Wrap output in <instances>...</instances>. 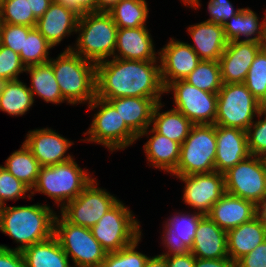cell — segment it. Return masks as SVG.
<instances>
[{
  "label": "cell",
  "mask_w": 266,
  "mask_h": 267,
  "mask_svg": "<svg viewBox=\"0 0 266 267\" xmlns=\"http://www.w3.org/2000/svg\"><path fill=\"white\" fill-rule=\"evenodd\" d=\"M158 61L113 57L96 64V97L109 100L141 97L161 100L165 87Z\"/></svg>",
  "instance_id": "obj_1"
},
{
  "label": "cell",
  "mask_w": 266,
  "mask_h": 267,
  "mask_svg": "<svg viewBox=\"0 0 266 267\" xmlns=\"http://www.w3.org/2000/svg\"><path fill=\"white\" fill-rule=\"evenodd\" d=\"M55 217L56 213L48 205L3 206L0 231L19 243L14 250L22 252L54 235Z\"/></svg>",
  "instance_id": "obj_2"
},
{
  "label": "cell",
  "mask_w": 266,
  "mask_h": 267,
  "mask_svg": "<svg viewBox=\"0 0 266 267\" xmlns=\"http://www.w3.org/2000/svg\"><path fill=\"white\" fill-rule=\"evenodd\" d=\"M61 94L67 103L90 104L96 98V64L72 50H64L50 59Z\"/></svg>",
  "instance_id": "obj_3"
},
{
  "label": "cell",
  "mask_w": 266,
  "mask_h": 267,
  "mask_svg": "<svg viewBox=\"0 0 266 267\" xmlns=\"http://www.w3.org/2000/svg\"><path fill=\"white\" fill-rule=\"evenodd\" d=\"M118 27L108 12L81 14L78 20L76 47L68 46L83 59L95 64L114 57Z\"/></svg>",
  "instance_id": "obj_4"
},
{
  "label": "cell",
  "mask_w": 266,
  "mask_h": 267,
  "mask_svg": "<svg viewBox=\"0 0 266 267\" xmlns=\"http://www.w3.org/2000/svg\"><path fill=\"white\" fill-rule=\"evenodd\" d=\"M75 159L51 166H42L38 179L30 194L40 192L54 199L61 209L75 199L93 180ZM34 189V190H33ZM61 203V204H60Z\"/></svg>",
  "instance_id": "obj_5"
},
{
  "label": "cell",
  "mask_w": 266,
  "mask_h": 267,
  "mask_svg": "<svg viewBox=\"0 0 266 267\" xmlns=\"http://www.w3.org/2000/svg\"><path fill=\"white\" fill-rule=\"evenodd\" d=\"M216 150V125L194 124L181 144L179 161L172 176L214 172Z\"/></svg>",
  "instance_id": "obj_6"
},
{
  "label": "cell",
  "mask_w": 266,
  "mask_h": 267,
  "mask_svg": "<svg viewBox=\"0 0 266 267\" xmlns=\"http://www.w3.org/2000/svg\"><path fill=\"white\" fill-rule=\"evenodd\" d=\"M91 110L98 108L89 130V138L83 141L102 144L110 151L127 148L132 145L138 136L126 125L115 107L107 100L96 97L90 104Z\"/></svg>",
  "instance_id": "obj_7"
},
{
  "label": "cell",
  "mask_w": 266,
  "mask_h": 267,
  "mask_svg": "<svg viewBox=\"0 0 266 267\" xmlns=\"http://www.w3.org/2000/svg\"><path fill=\"white\" fill-rule=\"evenodd\" d=\"M263 109L244 83L224 84L217 93L215 125L247 131Z\"/></svg>",
  "instance_id": "obj_8"
},
{
  "label": "cell",
  "mask_w": 266,
  "mask_h": 267,
  "mask_svg": "<svg viewBox=\"0 0 266 267\" xmlns=\"http://www.w3.org/2000/svg\"><path fill=\"white\" fill-rule=\"evenodd\" d=\"M54 236L66 255H71L73 267H99L107 254L90 228L72 224L62 215L55 217Z\"/></svg>",
  "instance_id": "obj_9"
},
{
  "label": "cell",
  "mask_w": 266,
  "mask_h": 267,
  "mask_svg": "<svg viewBox=\"0 0 266 267\" xmlns=\"http://www.w3.org/2000/svg\"><path fill=\"white\" fill-rule=\"evenodd\" d=\"M90 230L107 253L119 251L142 236L140 223L120 200Z\"/></svg>",
  "instance_id": "obj_10"
},
{
  "label": "cell",
  "mask_w": 266,
  "mask_h": 267,
  "mask_svg": "<svg viewBox=\"0 0 266 267\" xmlns=\"http://www.w3.org/2000/svg\"><path fill=\"white\" fill-rule=\"evenodd\" d=\"M224 174L226 193L260 206L266 198V158L249 155Z\"/></svg>",
  "instance_id": "obj_11"
},
{
  "label": "cell",
  "mask_w": 266,
  "mask_h": 267,
  "mask_svg": "<svg viewBox=\"0 0 266 267\" xmlns=\"http://www.w3.org/2000/svg\"><path fill=\"white\" fill-rule=\"evenodd\" d=\"M94 178L89 185L62 209L61 215L70 223L91 228L119 200L105 189L97 187Z\"/></svg>",
  "instance_id": "obj_12"
},
{
  "label": "cell",
  "mask_w": 266,
  "mask_h": 267,
  "mask_svg": "<svg viewBox=\"0 0 266 267\" xmlns=\"http://www.w3.org/2000/svg\"><path fill=\"white\" fill-rule=\"evenodd\" d=\"M172 92L174 109L184 114L193 124H215L217 113V93L198 89L185 80H177L165 88Z\"/></svg>",
  "instance_id": "obj_13"
},
{
  "label": "cell",
  "mask_w": 266,
  "mask_h": 267,
  "mask_svg": "<svg viewBox=\"0 0 266 267\" xmlns=\"http://www.w3.org/2000/svg\"><path fill=\"white\" fill-rule=\"evenodd\" d=\"M176 177L185 183L184 203L203 215L226 193L224 174L217 171Z\"/></svg>",
  "instance_id": "obj_14"
},
{
  "label": "cell",
  "mask_w": 266,
  "mask_h": 267,
  "mask_svg": "<svg viewBox=\"0 0 266 267\" xmlns=\"http://www.w3.org/2000/svg\"><path fill=\"white\" fill-rule=\"evenodd\" d=\"M158 55L161 79L165 88L172 82L184 80L201 61L188 43L173 38L159 51Z\"/></svg>",
  "instance_id": "obj_15"
},
{
  "label": "cell",
  "mask_w": 266,
  "mask_h": 267,
  "mask_svg": "<svg viewBox=\"0 0 266 267\" xmlns=\"http://www.w3.org/2000/svg\"><path fill=\"white\" fill-rule=\"evenodd\" d=\"M261 50L255 41H231L219 59L224 84L244 83L251 63Z\"/></svg>",
  "instance_id": "obj_16"
},
{
  "label": "cell",
  "mask_w": 266,
  "mask_h": 267,
  "mask_svg": "<svg viewBox=\"0 0 266 267\" xmlns=\"http://www.w3.org/2000/svg\"><path fill=\"white\" fill-rule=\"evenodd\" d=\"M24 144L31 150L41 167L63 163L73 157L70 154L65 155L73 142L48 127L29 131Z\"/></svg>",
  "instance_id": "obj_17"
},
{
  "label": "cell",
  "mask_w": 266,
  "mask_h": 267,
  "mask_svg": "<svg viewBox=\"0 0 266 267\" xmlns=\"http://www.w3.org/2000/svg\"><path fill=\"white\" fill-rule=\"evenodd\" d=\"M176 214L169 218L163 227L165 230L162 232L164 233L162 234V243L168 251L160 254L161 256L190 253L198 223L205 216L197 212L193 214L179 212Z\"/></svg>",
  "instance_id": "obj_18"
},
{
  "label": "cell",
  "mask_w": 266,
  "mask_h": 267,
  "mask_svg": "<svg viewBox=\"0 0 266 267\" xmlns=\"http://www.w3.org/2000/svg\"><path fill=\"white\" fill-rule=\"evenodd\" d=\"M216 143L215 171L219 173H225L250 155L244 130L216 125Z\"/></svg>",
  "instance_id": "obj_19"
},
{
  "label": "cell",
  "mask_w": 266,
  "mask_h": 267,
  "mask_svg": "<svg viewBox=\"0 0 266 267\" xmlns=\"http://www.w3.org/2000/svg\"><path fill=\"white\" fill-rule=\"evenodd\" d=\"M79 17L80 14L75 10L53 1L48 10L37 19L35 28L54 47L64 37L76 33Z\"/></svg>",
  "instance_id": "obj_20"
},
{
  "label": "cell",
  "mask_w": 266,
  "mask_h": 267,
  "mask_svg": "<svg viewBox=\"0 0 266 267\" xmlns=\"http://www.w3.org/2000/svg\"><path fill=\"white\" fill-rule=\"evenodd\" d=\"M117 51V53H116ZM151 34L146 26L118 28L115 58L137 61H158Z\"/></svg>",
  "instance_id": "obj_21"
},
{
  "label": "cell",
  "mask_w": 266,
  "mask_h": 267,
  "mask_svg": "<svg viewBox=\"0 0 266 267\" xmlns=\"http://www.w3.org/2000/svg\"><path fill=\"white\" fill-rule=\"evenodd\" d=\"M258 214V206L253 202L225 193L207 216L221 229L228 231L249 222Z\"/></svg>",
  "instance_id": "obj_22"
},
{
  "label": "cell",
  "mask_w": 266,
  "mask_h": 267,
  "mask_svg": "<svg viewBox=\"0 0 266 267\" xmlns=\"http://www.w3.org/2000/svg\"><path fill=\"white\" fill-rule=\"evenodd\" d=\"M190 252L200 259L229 258L227 231L205 215L198 223Z\"/></svg>",
  "instance_id": "obj_23"
},
{
  "label": "cell",
  "mask_w": 266,
  "mask_h": 267,
  "mask_svg": "<svg viewBox=\"0 0 266 267\" xmlns=\"http://www.w3.org/2000/svg\"><path fill=\"white\" fill-rule=\"evenodd\" d=\"M266 240V223L258 214L249 222L227 231L228 257L236 263Z\"/></svg>",
  "instance_id": "obj_24"
},
{
  "label": "cell",
  "mask_w": 266,
  "mask_h": 267,
  "mask_svg": "<svg viewBox=\"0 0 266 267\" xmlns=\"http://www.w3.org/2000/svg\"><path fill=\"white\" fill-rule=\"evenodd\" d=\"M187 31L195 44H189V46L201 60L219 61L227 46L223 26L203 21L190 25Z\"/></svg>",
  "instance_id": "obj_25"
},
{
  "label": "cell",
  "mask_w": 266,
  "mask_h": 267,
  "mask_svg": "<svg viewBox=\"0 0 266 267\" xmlns=\"http://www.w3.org/2000/svg\"><path fill=\"white\" fill-rule=\"evenodd\" d=\"M108 101L137 136L149 129L154 108L158 102H161V100L141 97H122Z\"/></svg>",
  "instance_id": "obj_26"
},
{
  "label": "cell",
  "mask_w": 266,
  "mask_h": 267,
  "mask_svg": "<svg viewBox=\"0 0 266 267\" xmlns=\"http://www.w3.org/2000/svg\"><path fill=\"white\" fill-rule=\"evenodd\" d=\"M145 134H152L144 145L146 159L150 165L172 174L179 161L181 144L157 133L153 128L151 130L146 129L138 136V139Z\"/></svg>",
  "instance_id": "obj_27"
},
{
  "label": "cell",
  "mask_w": 266,
  "mask_h": 267,
  "mask_svg": "<svg viewBox=\"0 0 266 267\" xmlns=\"http://www.w3.org/2000/svg\"><path fill=\"white\" fill-rule=\"evenodd\" d=\"M263 18V21L259 23V18L254 11L249 7L242 8L229 19L231 22L228 21L223 25L227 42L240 41L242 40L240 37L243 36L245 41L261 43L266 37V13Z\"/></svg>",
  "instance_id": "obj_28"
},
{
  "label": "cell",
  "mask_w": 266,
  "mask_h": 267,
  "mask_svg": "<svg viewBox=\"0 0 266 267\" xmlns=\"http://www.w3.org/2000/svg\"><path fill=\"white\" fill-rule=\"evenodd\" d=\"M25 267H73L58 239L51 238L28 246L22 251Z\"/></svg>",
  "instance_id": "obj_29"
},
{
  "label": "cell",
  "mask_w": 266,
  "mask_h": 267,
  "mask_svg": "<svg viewBox=\"0 0 266 267\" xmlns=\"http://www.w3.org/2000/svg\"><path fill=\"white\" fill-rule=\"evenodd\" d=\"M164 106L158 102L152 115V128L161 135H164L172 141L182 144L189 135L193 123L180 111L171 109L160 113V108Z\"/></svg>",
  "instance_id": "obj_30"
},
{
  "label": "cell",
  "mask_w": 266,
  "mask_h": 267,
  "mask_svg": "<svg viewBox=\"0 0 266 267\" xmlns=\"http://www.w3.org/2000/svg\"><path fill=\"white\" fill-rule=\"evenodd\" d=\"M25 72H28L31 77L32 83L28 88L33 98L37 95L44 102L52 104H59L66 101L61 94L50 62L28 66Z\"/></svg>",
  "instance_id": "obj_31"
},
{
  "label": "cell",
  "mask_w": 266,
  "mask_h": 267,
  "mask_svg": "<svg viewBox=\"0 0 266 267\" xmlns=\"http://www.w3.org/2000/svg\"><path fill=\"white\" fill-rule=\"evenodd\" d=\"M33 95L20 79L0 82V110L12 116L24 115L34 103Z\"/></svg>",
  "instance_id": "obj_32"
},
{
  "label": "cell",
  "mask_w": 266,
  "mask_h": 267,
  "mask_svg": "<svg viewBox=\"0 0 266 267\" xmlns=\"http://www.w3.org/2000/svg\"><path fill=\"white\" fill-rule=\"evenodd\" d=\"M3 167L31 190L37 182L41 168L39 162L24 142L19 150L14 151L6 159Z\"/></svg>",
  "instance_id": "obj_33"
},
{
  "label": "cell",
  "mask_w": 266,
  "mask_h": 267,
  "mask_svg": "<svg viewBox=\"0 0 266 267\" xmlns=\"http://www.w3.org/2000/svg\"><path fill=\"white\" fill-rule=\"evenodd\" d=\"M148 4L145 0H120L108 13L118 28L146 26Z\"/></svg>",
  "instance_id": "obj_34"
},
{
  "label": "cell",
  "mask_w": 266,
  "mask_h": 267,
  "mask_svg": "<svg viewBox=\"0 0 266 267\" xmlns=\"http://www.w3.org/2000/svg\"><path fill=\"white\" fill-rule=\"evenodd\" d=\"M184 80L200 90L218 93L223 85L219 61L201 60Z\"/></svg>",
  "instance_id": "obj_35"
},
{
  "label": "cell",
  "mask_w": 266,
  "mask_h": 267,
  "mask_svg": "<svg viewBox=\"0 0 266 267\" xmlns=\"http://www.w3.org/2000/svg\"><path fill=\"white\" fill-rule=\"evenodd\" d=\"M53 48L42 34L33 27L28 36H24L23 49L19 53L25 67L49 62V50Z\"/></svg>",
  "instance_id": "obj_36"
},
{
  "label": "cell",
  "mask_w": 266,
  "mask_h": 267,
  "mask_svg": "<svg viewBox=\"0 0 266 267\" xmlns=\"http://www.w3.org/2000/svg\"><path fill=\"white\" fill-rule=\"evenodd\" d=\"M244 84L262 107L266 108V55L262 50L251 63Z\"/></svg>",
  "instance_id": "obj_37"
},
{
  "label": "cell",
  "mask_w": 266,
  "mask_h": 267,
  "mask_svg": "<svg viewBox=\"0 0 266 267\" xmlns=\"http://www.w3.org/2000/svg\"><path fill=\"white\" fill-rule=\"evenodd\" d=\"M37 18L33 15L27 0H5L0 6V24H16L35 27Z\"/></svg>",
  "instance_id": "obj_38"
},
{
  "label": "cell",
  "mask_w": 266,
  "mask_h": 267,
  "mask_svg": "<svg viewBox=\"0 0 266 267\" xmlns=\"http://www.w3.org/2000/svg\"><path fill=\"white\" fill-rule=\"evenodd\" d=\"M140 240L141 236L119 251L107 253L99 267H145L149 257L135 250Z\"/></svg>",
  "instance_id": "obj_39"
},
{
  "label": "cell",
  "mask_w": 266,
  "mask_h": 267,
  "mask_svg": "<svg viewBox=\"0 0 266 267\" xmlns=\"http://www.w3.org/2000/svg\"><path fill=\"white\" fill-rule=\"evenodd\" d=\"M265 116L262 119L261 116ZM258 121H254L247 129V142L250 155L266 158V108H263L259 114Z\"/></svg>",
  "instance_id": "obj_40"
},
{
  "label": "cell",
  "mask_w": 266,
  "mask_h": 267,
  "mask_svg": "<svg viewBox=\"0 0 266 267\" xmlns=\"http://www.w3.org/2000/svg\"><path fill=\"white\" fill-rule=\"evenodd\" d=\"M31 189L22 181L15 178L9 171L0 165V203L5 206L8 200L25 198Z\"/></svg>",
  "instance_id": "obj_41"
},
{
  "label": "cell",
  "mask_w": 266,
  "mask_h": 267,
  "mask_svg": "<svg viewBox=\"0 0 266 267\" xmlns=\"http://www.w3.org/2000/svg\"><path fill=\"white\" fill-rule=\"evenodd\" d=\"M25 70L20 55L0 44V82L16 80Z\"/></svg>",
  "instance_id": "obj_42"
},
{
  "label": "cell",
  "mask_w": 266,
  "mask_h": 267,
  "mask_svg": "<svg viewBox=\"0 0 266 267\" xmlns=\"http://www.w3.org/2000/svg\"><path fill=\"white\" fill-rule=\"evenodd\" d=\"M32 28L16 24H0V44L19 54L23 49L24 36H28Z\"/></svg>",
  "instance_id": "obj_43"
},
{
  "label": "cell",
  "mask_w": 266,
  "mask_h": 267,
  "mask_svg": "<svg viewBox=\"0 0 266 267\" xmlns=\"http://www.w3.org/2000/svg\"><path fill=\"white\" fill-rule=\"evenodd\" d=\"M231 2L229 0H209L208 11L210 18L208 22H213L223 26L228 20L241 11L242 8L237 10L233 9Z\"/></svg>",
  "instance_id": "obj_44"
},
{
  "label": "cell",
  "mask_w": 266,
  "mask_h": 267,
  "mask_svg": "<svg viewBox=\"0 0 266 267\" xmlns=\"http://www.w3.org/2000/svg\"><path fill=\"white\" fill-rule=\"evenodd\" d=\"M235 267H266V240L240 258Z\"/></svg>",
  "instance_id": "obj_45"
},
{
  "label": "cell",
  "mask_w": 266,
  "mask_h": 267,
  "mask_svg": "<svg viewBox=\"0 0 266 267\" xmlns=\"http://www.w3.org/2000/svg\"><path fill=\"white\" fill-rule=\"evenodd\" d=\"M0 267H25L22 252L1 244Z\"/></svg>",
  "instance_id": "obj_46"
},
{
  "label": "cell",
  "mask_w": 266,
  "mask_h": 267,
  "mask_svg": "<svg viewBox=\"0 0 266 267\" xmlns=\"http://www.w3.org/2000/svg\"><path fill=\"white\" fill-rule=\"evenodd\" d=\"M53 1L75 10L80 15L84 13L98 12V0H53Z\"/></svg>",
  "instance_id": "obj_47"
},
{
  "label": "cell",
  "mask_w": 266,
  "mask_h": 267,
  "mask_svg": "<svg viewBox=\"0 0 266 267\" xmlns=\"http://www.w3.org/2000/svg\"><path fill=\"white\" fill-rule=\"evenodd\" d=\"M164 257H166L167 267H195V256L191 252Z\"/></svg>",
  "instance_id": "obj_48"
},
{
  "label": "cell",
  "mask_w": 266,
  "mask_h": 267,
  "mask_svg": "<svg viewBox=\"0 0 266 267\" xmlns=\"http://www.w3.org/2000/svg\"><path fill=\"white\" fill-rule=\"evenodd\" d=\"M195 267H235V263L230 258L200 259L195 257Z\"/></svg>",
  "instance_id": "obj_49"
},
{
  "label": "cell",
  "mask_w": 266,
  "mask_h": 267,
  "mask_svg": "<svg viewBox=\"0 0 266 267\" xmlns=\"http://www.w3.org/2000/svg\"><path fill=\"white\" fill-rule=\"evenodd\" d=\"M27 2L33 15L38 19L48 10L53 0H27Z\"/></svg>",
  "instance_id": "obj_50"
},
{
  "label": "cell",
  "mask_w": 266,
  "mask_h": 267,
  "mask_svg": "<svg viewBox=\"0 0 266 267\" xmlns=\"http://www.w3.org/2000/svg\"><path fill=\"white\" fill-rule=\"evenodd\" d=\"M145 267H167L166 257L161 255L149 257Z\"/></svg>",
  "instance_id": "obj_51"
},
{
  "label": "cell",
  "mask_w": 266,
  "mask_h": 267,
  "mask_svg": "<svg viewBox=\"0 0 266 267\" xmlns=\"http://www.w3.org/2000/svg\"><path fill=\"white\" fill-rule=\"evenodd\" d=\"M120 0H98V12H108Z\"/></svg>",
  "instance_id": "obj_52"
},
{
  "label": "cell",
  "mask_w": 266,
  "mask_h": 267,
  "mask_svg": "<svg viewBox=\"0 0 266 267\" xmlns=\"http://www.w3.org/2000/svg\"><path fill=\"white\" fill-rule=\"evenodd\" d=\"M182 1L185 6L189 5V7L196 9V10H198V8L201 7L199 0H182Z\"/></svg>",
  "instance_id": "obj_53"
},
{
  "label": "cell",
  "mask_w": 266,
  "mask_h": 267,
  "mask_svg": "<svg viewBox=\"0 0 266 267\" xmlns=\"http://www.w3.org/2000/svg\"><path fill=\"white\" fill-rule=\"evenodd\" d=\"M258 213L262 217L263 221L266 223V198L262 204L258 207Z\"/></svg>",
  "instance_id": "obj_54"
},
{
  "label": "cell",
  "mask_w": 266,
  "mask_h": 267,
  "mask_svg": "<svg viewBox=\"0 0 266 267\" xmlns=\"http://www.w3.org/2000/svg\"><path fill=\"white\" fill-rule=\"evenodd\" d=\"M261 50L266 55V37L263 39V41L260 43Z\"/></svg>",
  "instance_id": "obj_55"
},
{
  "label": "cell",
  "mask_w": 266,
  "mask_h": 267,
  "mask_svg": "<svg viewBox=\"0 0 266 267\" xmlns=\"http://www.w3.org/2000/svg\"><path fill=\"white\" fill-rule=\"evenodd\" d=\"M2 208H3V205L0 203V214H1Z\"/></svg>",
  "instance_id": "obj_56"
},
{
  "label": "cell",
  "mask_w": 266,
  "mask_h": 267,
  "mask_svg": "<svg viewBox=\"0 0 266 267\" xmlns=\"http://www.w3.org/2000/svg\"><path fill=\"white\" fill-rule=\"evenodd\" d=\"M5 0H0V6L2 5V3L4 2Z\"/></svg>",
  "instance_id": "obj_57"
}]
</instances>
